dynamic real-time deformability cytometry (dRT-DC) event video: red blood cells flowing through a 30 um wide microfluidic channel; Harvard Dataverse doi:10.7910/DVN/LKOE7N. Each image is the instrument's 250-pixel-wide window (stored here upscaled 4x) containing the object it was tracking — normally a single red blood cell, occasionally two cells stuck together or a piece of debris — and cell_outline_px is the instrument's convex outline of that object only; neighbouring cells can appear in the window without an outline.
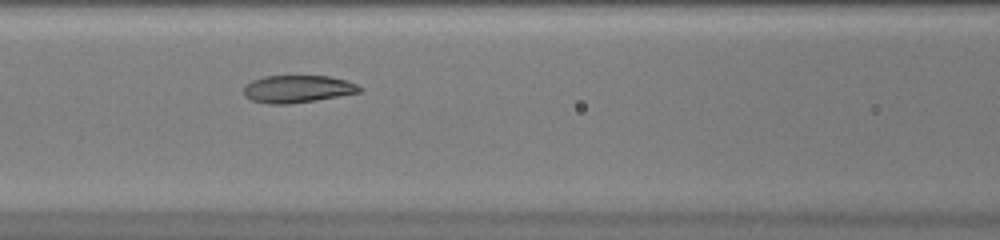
{"species": "common noctule bat (a hibernating species)", "species_latin": "Nyctalus noctula", "temperature_condition": "warm", "stored_images_in_passage": 41, "camera_frame_rate_fps": 3000, "um_per_image_px": 0.085, "animal": {"sex": "female", "body_mass_g": 20.0, "forearm_length_mm": 54.0}, "frame": {"image": 1, "passage_image": 13, "time_ms": 4.0, "image_size_px": [1000, 240], "cell_outline_px": [[364, 88], [360, 92], [316, 100], [288, 104], [268, 104], [252, 100], [244, 96], [244, 84], [252, 80], [264, 76], [328, 76], [348, 80]], "centroid_in_image_um": [25.28, 7.56], "position_along_channel_um": 141.3, "area_um2": 18.61}}
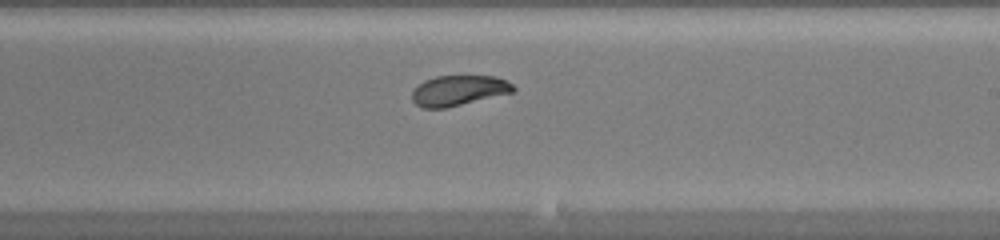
{"frame": {"image": 2, "passage_image": 21, "time_ms": 6.667, "image_size_px": [1000, 240], "cell_outline_px": [[516, 92], [444, 108], [424, 108], [416, 104], [412, 100], [412, 92], [424, 80], [436, 76], [496, 76], [512, 84], [516, 88]], "centroid_in_image_um": [39.01, 7.69], "position_along_channel_um": 250.0, "area_um2": 17.8}}
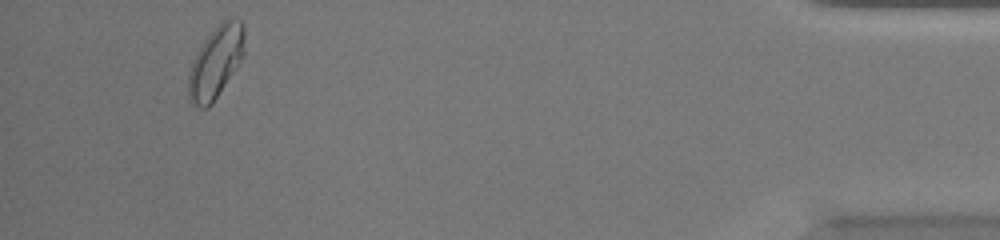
{"frame": {"image": 3, "passage_image": 38, "time_ms": 12.333, "image_size_px": [1000, 240], "cell_outline_px": [[244, 56], [212, 104], [208, 108], [200, 108], [192, 104], [188, 100], [188, 72], [192, 60], [196, 52], [204, 40], [220, 20], [240, 20], [244, 24]], "centroid_in_image_um": [18.32, 5.3], "position_along_channel_um": 416.9, "area_um2": 23.7}, "authors_computed_cell_mechanics": {"area_um2": 19.1318, "velocity_mm_per_s": 4.0917, "shape_relaxation_time_tau1_ms": 3.889, "shape_relaxation_time_tau2_ms": 0.9638, "deformation_change_tau1": 0.1688, "deformation_change_tau2": 0.0546}}